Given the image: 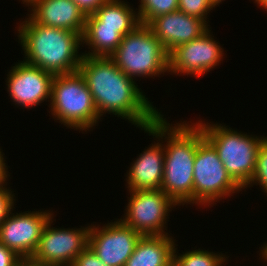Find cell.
<instances>
[{
	"mask_svg": "<svg viewBox=\"0 0 267 266\" xmlns=\"http://www.w3.org/2000/svg\"><path fill=\"white\" fill-rule=\"evenodd\" d=\"M78 71L92 94L100 119L104 113L114 114L143 130L162 114L110 57L83 55Z\"/></svg>",
	"mask_w": 267,
	"mask_h": 266,
	"instance_id": "1",
	"label": "cell"
},
{
	"mask_svg": "<svg viewBox=\"0 0 267 266\" xmlns=\"http://www.w3.org/2000/svg\"><path fill=\"white\" fill-rule=\"evenodd\" d=\"M17 27L24 62L53 75L78 71L83 57L78 54L82 45L80 33L38 24L29 16Z\"/></svg>",
	"mask_w": 267,
	"mask_h": 266,
	"instance_id": "2",
	"label": "cell"
},
{
	"mask_svg": "<svg viewBox=\"0 0 267 266\" xmlns=\"http://www.w3.org/2000/svg\"><path fill=\"white\" fill-rule=\"evenodd\" d=\"M172 125L160 115V138L166 142L161 190L179 206L193 205L194 160L204 134L197 123Z\"/></svg>",
	"mask_w": 267,
	"mask_h": 266,
	"instance_id": "3",
	"label": "cell"
},
{
	"mask_svg": "<svg viewBox=\"0 0 267 266\" xmlns=\"http://www.w3.org/2000/svg\"><path fill=\"white\" fill-rule=\"evenodd\" d=\"M204 137L214 146L231 178L243 189L255 171L260 144L265 136L237 132L222 124L196 122Z\"/></svg>",
	"mask_w": 267,
	"mask_h": 266,
	"instance_id": "4",
	"label": "cell"
},
{
	"mask_svg": "<svg viewBox=\"0 0 267 266\" xmlns=\"http://www.w3.org/2000/svg\"><path fill=\"white\" fill-rule=\"evenodd\" d=\"M50 101L53 119L67 128L86 132L99 123L92 94L79 71L54 75Z\"/></svg>",
	"mask_w": 267,
	"mask_h": 266,
	"instance_id": "5",
	"label": "cell"
},
{
	"mask_svg": "<svg viewBox=\"0 0 267 266\" xmlns=\"http://www.w3.org/2000/svg\"><path fill=\"white\" fill-rule=\"evenodd\" d=\"M168 52L146 24L127 33L110 55L115 65L131 79L168 73Z\"/></svg>",
	"mask_w": 267,
	"mask_h": 266,
	"instance_id": "6",
	"label": "cell"
},
{
	"mask_svg": "<svg viewBox=\"0 0 267 266\" xmlns=\"http://www.w3.org/2000/svg\"><path fill=\"white\" fill-rule=\"evenodd\" d=\"M242 190L226 171L214 146L203 137L194 160L193 204L209 207Z\"/></svg>",
	"mask_w": 267,
	"mask_h": 266,
	"instance_id": "7",
	"label": "cell"
},
{
	"mask_svg": "<svg viewBox=\"0 0 267 266\" xmlns=\"http://www.w3.org/2000/svg\"><path fill=\"white\" fill-rule=\"evenodd\" d=\"M120 220L142 236L166 235L168 213L178 206L161 189L131 190ZM165 229V230H164Z\"/></svg>",
	"mask_w": 267,
	"mask_h": 266,
	"instance_id": "8",
	"label": "cell"
},
{
	"mask_svg": "<svg viewBox=\"0 0 267 266\" xmlns=\"http://www.w3.org/2000/svg\"><path fill=\"white\" fill-rule=\"evenodd\" d=\"M53 217L45 225L32 258L53 266H70L88 246L90 226L80 228L51 227Z\"/></svg>",
	"mask_w": 267,
	"mask_h": 266,
	"instance_id": "9",
	"label": "cell"
},
{
	"mask_svg": "<svg viewBox=\"0 0 267 266\" xmlns=\"http://www.w3.org/2000/svg\"><path fill=\"white\" fill-rule=\"evenodd\" d=\"M142 237L120 219L106 225H90L88 246L107 266H125Z\"/></svg>",
	"mask_w": 267,
	"mask_h": 266,
	"instance_id": "10",
	"label": "cell"
},
{
	"mask_svg": "<svg viewBox=\"0 0 267 266\" xmlns=\"http://www.w3.org/2000/svg\"><path fill=\"white\" fill-rule=\"evenodd\" d=\"M213 37L208 29L200 37L174 48L168 55V72L199 78L213 70L224 58L223 48Z\"/></svg>",
	"mask_w": 267,
	"mask_h": 266,
	"instance_id": "11",
	"label": "cell"
},
{
	"mask_svg": "<svg viewBox=\"0 0 267 266\" xmlns=\"http://www.w3.org/2000/svg\"><path fill=\"white\" fill-rule=\"evenodd\" d=\"M40 211V212H39ZM54 214L51 211L10 212L0 225V242L20 258L32 257L42 231Z\"/></svg>",
	"mask_w": 267,
	"mask_h": 266,
	"instance_id": "12",
	"label": "cell"
},
{
	"mask_svg": "<svg viewBox=\"0 0 267 266\" xmlns=\"http://www.w3.org/2000/svg\"><path fill=\"white\" fill-rule=\"evenodd\" d=\"M54 75L24 61L16 62L7 74V91L18 107H36L51 98Z\"/></svg>",
	"mask_w": 267,
	"mask_h": 266,
	"instance_id": "13",
	"label": "cell"
},
{
	"mask_svg": "<svg viewBox=\"0 0 267 266\" xmlns=\"http://www.w3.org/2000/svg\"><path fill=\"white\" fill-rule=\"evenodd\" d=\"M149 136H155L157 143L145 149L133 163L126 175L127 188L131 190L161 189L164 173V147L160 138V116L143 129ZM159 141V142H158ZM162 143H161V142Z\"/></svg>",
	"mask_w": 267,
	"mask_h": 266,
	"instance_id": "14",
	"label": "cell"
},
{
	"mask_svg": "<svg viewBox=\"0 0 267 266\" xmlns=\"http://www.w3.org/2000/svg\"><path fill=\"white\" fill-rule=\"evenodd\" d=\"M148 26L168 54L174 48L200 37L209 29L205 21L179 10L154 18Z\"/></svg>",
	"mask_w": 267,
	"mask_h": 266,
	"instance_id": "15",
	"label": "cell"
},
{
	"mask_svg": "<svg viewBox=\"0 0 267 266\" xmlns=\"http://www.w3.org/2000/svg\"><path fill=\"white\" fill-rule=\"evenodd\" d=\"M26 6H30L29 17L35 23L84 32L86 15L72 0H31Z\"/></svg>",
	"mask_w": 267,
	"mask_h": 266,
	"instance_id": "16",
	"label": "cell"
},
{
	"mask_svg": "<svg viewBox=\"0 0 267 266\" xmlns=\"http://www.w3.org/2000/svg\"><path fill=\"white\" fill-rule=\"evenodd\" d=\"M127 3L124 0L105 2L93 14L86 16L85 27L118 28V32L125 36L141 24L138 12Z\"/></svg>",
	"mask_w": 267,
	"mask_h": 266,
	"instance_id": "17",
	"label": "cell"
},
{
	"mask_svg": "<svg viewBox=\"0 0 267 266\" xmlns=\"http://www.w3.org/2000/svg\"><path fill=\"white\" fill-rule=\"evenodd\" d=\"M175 245L169 234L142 236L125 266H172Z\"/></svg>",
	"mask_w": 267,
	"mask_h": 266,
	"instance_id": "18",
	"label": "cell"
},
{
	"mask_svg": "<svg viewBox=\"0 0 267 266\" xmlns=\"http://www.w3.org/2000/svg\"><path fill=\"white\" fill-rule=\"evenodd\" d=\"M124 36L118 28L110 27H85L82 34V44L89 46L90 51L82 53L85 56H106L118 48ZM87 52V53H86Z\"/></svg>",
	"mask_w": 267,
	"mask_h": 266,
	"instance_id": "19",
	"label": "cell"
},
{
	"mask_svg": "<svg viewBox=\"0 0 267 266\" xmlns=\"http://www.w3.org/2000/svg\"><path fill=\"white\" fill-rule=\"evenodd\" d=\"M176 246L178 245H175L173 252L174 266H223L225 265L224 262L228 259L226 255H223L222 253L218 254L202 249L186 251L181 255L178 254V256Z\"/></svg>",
	"mask_w": 267,
	"mask_h": 266,
	"instance_id": "20",
	"label": "cell"
},
{
	"mask_svg": "<svg viewBox=\"0 0 267 266\" xmlns=\"http://www.w3.org/2000/svg\"><path fill=\"white\" fill-rule=\"evenodd\" d=\"M179 0H141L138 17L141 24L148 25L154 18L178 11Z\"/></svg>",
	"mask_w": 267,
	"mask_h": 266,
	"instance_id": "21",
	"label": "cell"
},
{
	"mask_svg": "<svg viewBox=\"0 0 267 266\" xmlns=\"http://www.w3.org/2000/svg\"><path fill=\"white\" fill-rule=\"evenodd\" d=\"M255 184H259L260 187L262 186L261 189L267 194V137L260 144L254 174L250 182L243 189L248 186L250 188Z\"/></svg>",
	"mask_w": 267,
	"mask_h": 266,
	"instance_id": "22",
	"label": "cell"
},
{
	"mask_svg": "<svg viewBox=\"0 0 267 266\" xmlns=\"http://www.w3.org/2000/svg\"><path fill=\"white\" fill-rule=\"evenodd\" d=\"M215 8L210 0H179L178 10L187 15L197 17L208 24L207 15Z\"/></svg>",
	"mask_w": 267,
	"mask_h": 266,
	"instance_id": "23",
	"label": "cell"
},
{
	"mask_svg": "<svg viewBox=\"0 0 267 266\" xmlns=\"http://www.w3.org/2000/svg\"><path fill=\"white\" fill-rule=\"evenodd\" d=\"M6 185L7 183L0 184V225L4 222L9 213L14 210L13 208H15V195L13 191H11L12 189L9 190L6 188Z\"/></svg>",
	"mask_w": 267,
	"mask_h": 266,
	"instance_id": "24",
	"label": "cell"
},
{
	"mask_svg": "<svg viewBox=\"0 0 267 266\" xmlns=\"http://www.w3.org/2000/svg\"><path fill=\"white\" fill-rule=\"evenodd\" d=\"M70 266H107L99 257L87 246L73 261Z\"/></svg>",
	"mask_w": 267,
	"mask_h": 266,
	"instance_id": "25",
	"label": "cell"
},
{
	"mask_svg": "<svg viewBox=\"0 0 267 266\" xmlns=\"http://www.w3.org/2000/svg\"><path fill=\"white\" fill-rule=\"evenodd\" d=\"M20 257L0 242V266H17Z\"/></svg>",
	"mask_w": 267,
	"mask_h": 266,
	"instance_id": "26",
	"label": "cell"
},
{
	"mask_svg": "<svg viewBox=\"0 0 267 266\" xmlns=\"http://www.w3.org/2000/svg\"><path fill=\"white\" fill-rule=\"evenodd\" d=\"M87 16L93 14L98 8H100L105 2L109 0H72Z\"/></svg>",
	"mask_w": 267,
	"mask_h": 266,
	"instance_id": "27",
	"label": "cell"
},
{
	"mask_svg": "<svg viewBox=\"0 0 267 266\" xmlns=\"http://www.w3.org/2000/svg\"><path fill=\"white\" fill-rule=\"evenodd\" d=\"M2 153L3 152L1 151V148H0V184L1 183H8L7 177L10 176L9 172L7 171L8 168H7V165H5L6 163H5V159H4V156Z\"/></svg>",
	"mask_w": 267,
	"mask_h": 266,
	"instance_id": "28",
	"label": "cell"
},
{
	"mask_svg": "<svg viewBox=\"0 0 267 266\" xmlns=\"http://www.w3.org/2000/svg\"><path fill=\"white\" fill-rule=\"evenodd\" d=\"M20 266H53L34 260L32 257L20 258Z\"/></svg>",
	"mask_w": 267,
	"mask_h": 266,
	"instance_id": "29",
	"label": "cell"
},
{
	"mask_svg": "<svg viewBox=\"0 0 267 266\" xmlns=\"http://www.w3.org/2000/svg\"><path fill=\"white\" fill-rule=\"evenodd\" d=\"M260 250V257L263 259L265 262H267V243L264 244Z\"/></svg>",
	"mask_w": 267,
	"mask_h": 266,
	"instance_id": "30",
	"label": "cell"
},
{
	"mask_svg": "<svg viewBox=\"0 0 267 266\" xmlns=\"http://www.w3.org/2000/svg\"><path fill=\"white\" fill-rule=\"evenodd\" d=\"M254 2L267 11V0H254Z\"/></svg>",
	"mask_w": 267,
	"mask_h": 266,
	"instance_id": "31",
	"label": "cell"
},
{
	"mask_svg": "<svg viewBox=\"0 0 267 266\" xmlns=\"http://www.w3.org/2000/svg\"><path fill=\"white\" fill-rule=\"evenodd\" d=\"M224 1V0H210V2L212 3V5L214 7H216L217 5L219 6V4Z\"/></svg>",
	"mask_w": 267,
	"mask_h": 266,
	"instance_id": "32",
	"label": "cell"
},
{
	"mask_svg": "<svg viewBox=\"0 0 267 266\" xmlns=\"http://www.w3.org/2000/svg\"><path fill=\"white\" fill-rule=\"evenodd\" d=\"M30 1L31 0H22L23 4L25 3L24 5H27Z\"/></svg>",
	"mask_w": 267,
	"mask_h": 266,
	"instance_id": "33",
	"label": "cell"
}]
</instances>
